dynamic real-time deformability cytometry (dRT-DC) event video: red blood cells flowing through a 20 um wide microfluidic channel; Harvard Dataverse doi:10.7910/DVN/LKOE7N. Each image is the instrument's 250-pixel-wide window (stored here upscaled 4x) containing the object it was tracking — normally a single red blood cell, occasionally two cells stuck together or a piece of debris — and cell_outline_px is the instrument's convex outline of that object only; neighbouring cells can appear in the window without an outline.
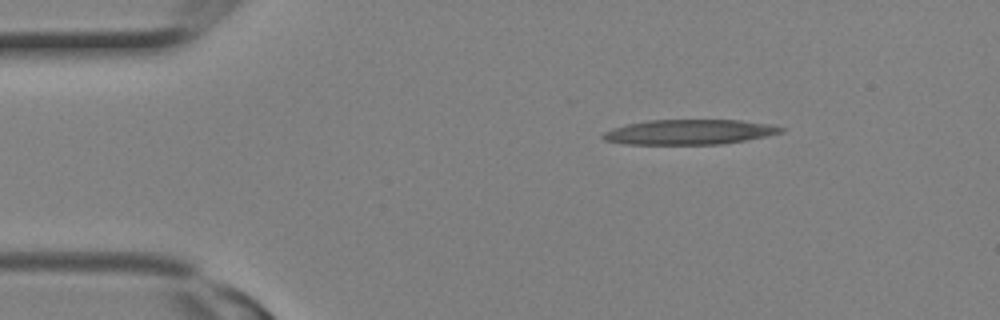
{"species": "Egyptian fruit bat (a non-hibernating species)", "species_latin": "Rousettus aegyptiacus", "temperature_condition": "room temperature", "stored_images_in_passage": 3, "camera_frame_rate_fps": 3000, "um_per_image_px": 0.085, "animal": {"sex": "female"}, "frame": {"image": 1, "passage_image": 3, "time_ms": 0.667, "image_size_px": [1000, 320], "cell_outline_px": [[784, 132], [768, 136], [720, 144], [624, 144], [604, 140], [600, 136], [604, 132], [612, 128], [628, 124], [648, 120], [740, 120], [772, 124], [784, 128]], "centroid_in_image_um": [58.6, 11.22], "position_along_channel_um": 26.4, "area_um2": 25.95}}